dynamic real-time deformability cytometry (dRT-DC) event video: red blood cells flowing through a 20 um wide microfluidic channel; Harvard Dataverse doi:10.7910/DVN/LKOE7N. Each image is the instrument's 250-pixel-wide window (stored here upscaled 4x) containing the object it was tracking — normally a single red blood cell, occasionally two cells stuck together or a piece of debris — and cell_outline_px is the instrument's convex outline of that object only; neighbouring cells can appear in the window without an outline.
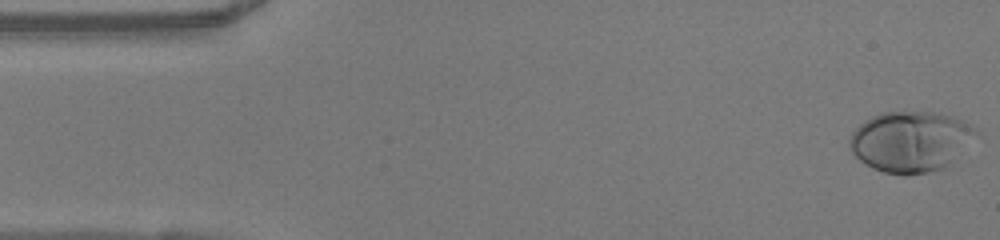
{"species": "human", "species_latin": "Homo sapiens", "temperature_condition": "warm", "stored_images_in_passage": 49, "camera_frame_rate_fps": 3000, "um_per_image_px": 0.085, "donor": {"sex": "female"}, "frame": {"image": 1, "passage_image": 1, "time_ms": 0.0, "image_size_px": [1000, 240], "cell_outline_px": [[980, 132], [944, 168], [928, 172], [908, 176], [904, 176], [884, 172], [872, 168], [860, 160], [848, 148], [848, 140], [852, 132], [864, 120], [872, 116], [884, 112], [932, 112], [952, 116], [976, 128]], "centroid_in_image_um": [77.35, 12.03], "position_along_channel_um": 7.6, "area_um2": 44.56}}
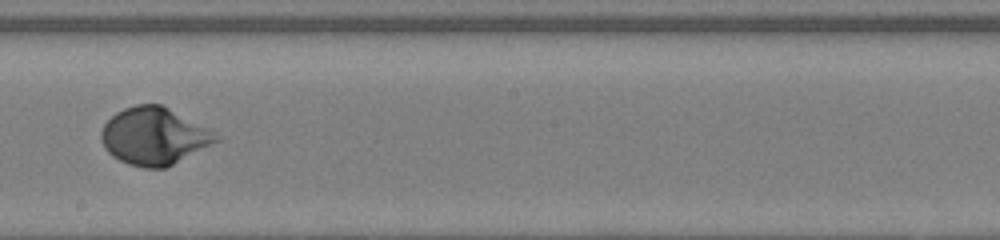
{"frame": {"image": 2, "passage_image": 27, "time_ms": 8.667, "image_size_px": [1000, 240], "cell_outline_px": [[224, 136], [220, 140], [164, 168], [144, 168], [128, 164], [112, 156], [104, 148], [100, 140], [100, 132], [104, 124], [116, 112], [124, 108], [136, 104], [160, 104]], "centroid_in_image_um": [13.08, 11.57], "position_along_channel_um": 235.1, "area_um2": 38.21}}
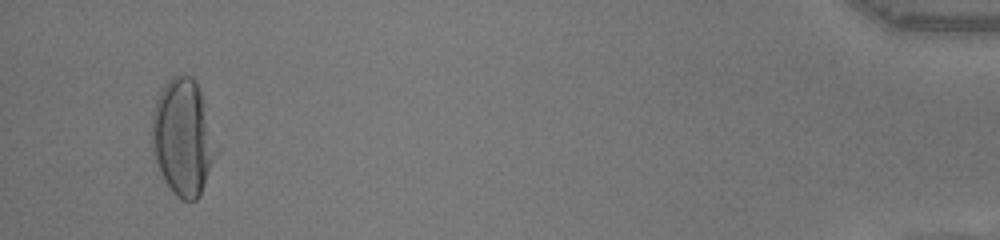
{"frame": {"image": 3, "passage_image": 47, "time_ms": 15.333, "image_size_px": [1000, 240], "cell_outline_px": [[216, 152], [200, 196], [196, 200], [184, 200], [176, 196], [172, 192], [164, 180], [156, 164], [152, 148], [152, 116], [156, 100], [160, 92], [168, 80], [180, 72], [184, 72], [192, 76], [196, 80], [200, 92]], "centroid_in_image_um": [15.5, 11.67], "position_along_channel_um": 419.7, "area_um2": 42.77}, "authors_computed_cell_mechanics": {"area_um2": 37.9746, "velocity_mm_per_s": 4.0635, "shape_relaxation_time_tau1_ms": 2.4945, "shape_relaxation_time_tau2_ms": null, "deformation_change_tau1": 0.2154, "deformation_change_tau2": null}}